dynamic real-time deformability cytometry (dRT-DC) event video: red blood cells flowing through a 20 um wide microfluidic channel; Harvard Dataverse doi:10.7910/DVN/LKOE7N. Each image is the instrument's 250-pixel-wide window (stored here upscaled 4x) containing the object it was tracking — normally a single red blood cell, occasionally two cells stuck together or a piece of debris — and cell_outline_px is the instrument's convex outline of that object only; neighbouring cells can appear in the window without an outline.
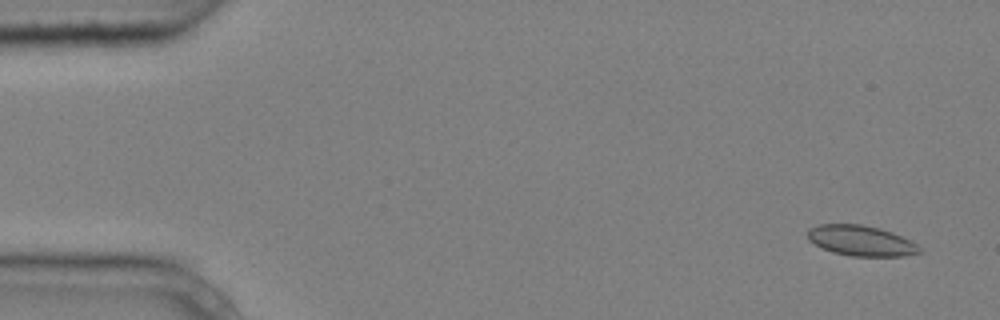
{"species": "common noctule bat (a hibernating species)", "species_latin": "Nyctalus noctula", "temperature_condition": "cold", "stored_images_in_passage": 4, "camera_frame_rate_fps": 3000, "um_per_image_px": 0.085, "animal": {"sex": "male", "body_mass_g": 20.4}, "frame": {"image": 1, "passage_image": 1, "time_ms": 0.0, "image_size_px": [1000, 320], "cell_outline_px": [[920, 252], [904, 256], [852, 256], [832, 252], [808, 240], [808, 228], [820, 224], [860, 224], [880, 228], [892, 232], [912, 240], [920, 248]], "centroid_in_image_um": [73.19, 20.45], "position_along_channel_um": 11.8, "area_um2": 19.77}}